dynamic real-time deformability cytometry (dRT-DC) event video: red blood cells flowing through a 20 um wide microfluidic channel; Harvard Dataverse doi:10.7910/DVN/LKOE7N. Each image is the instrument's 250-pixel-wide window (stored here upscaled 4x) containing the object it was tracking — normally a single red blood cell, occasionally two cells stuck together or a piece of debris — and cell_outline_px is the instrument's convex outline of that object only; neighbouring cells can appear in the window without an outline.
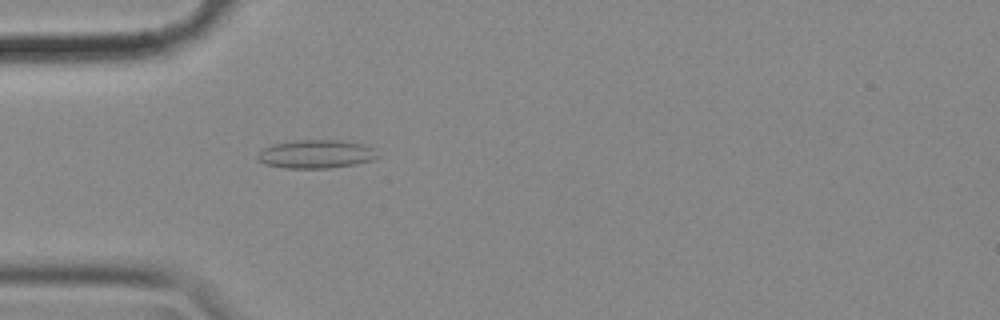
{"species": "common noctule bat (a hibernating species)", "species_latin": "Nyctalus noctula", "temperature_condition": "cold", "stored_images_in_passage": 57, "camera_frame_rate_fps": 3000, "um_per_image_px": 0.085, "animal": {"sex": "female", "body_mass_g": 18.4}, "frame": {"image": 1, "passage_image": 17, "time_ms": 5.333, "image_size_px": [1000, 320], "cell_outline_px": [[380, 156], [372, 160], [356, 164], [332, 168], [284, 168], [264, 164], [256, 156], [264, 148], [272, 144], [296, 140], [336, 140], [360, 144], [372, 148]], "centroid_in_image_um": [26.85, 13.11], "position_along_channel_um": 58.2, "area_um2": 19.77}}
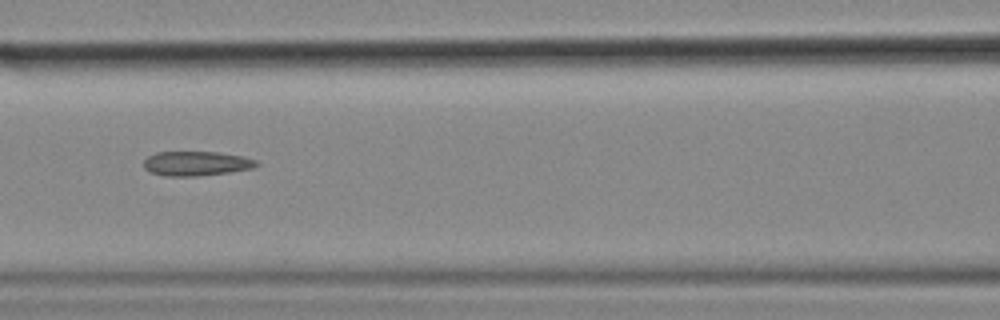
{"frame": {"image": 2, "passage_image": 25, "time_ms": 8.0, "image_size_px": [1000, 320], "cell_outline_px": [[260, 164], [252, 168], [228, 172], [196, 176], [164, 176], [152, 172], [144, 168], [144, 160], [148, 156], [156, 152], [216, 152], [244, 156], [256, 160]], "centroid_in_image_um": [16.68, 13.89], "position_along_channel_um": 149.9, "area_um2": 16.01}}
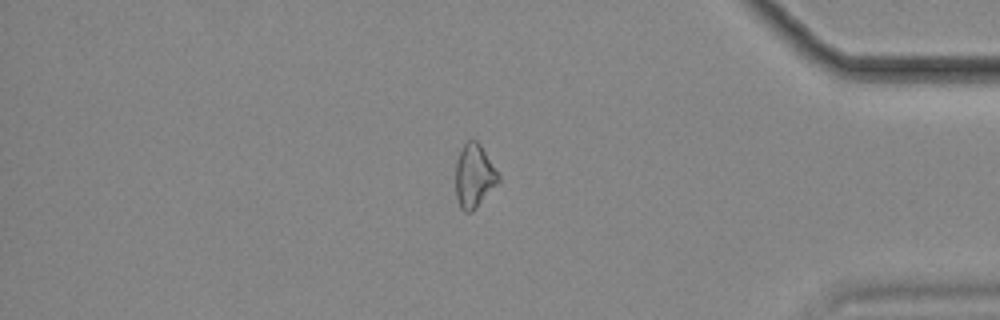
{"frame": {"image": 3, "passage_image": 48, "time_ms": 15.667, "image_size_px": [1000, 320], "cell_outline_px": [[500, 180], [476, 208], [472, 212], [464, 212], [460, 208], [456, 196], [456, 160], [464, 144], [468, 140], [476, 140], [480, 144], [500, 176]], "centroid_in_image_um": [40.29, 14.97], "position_along_channel_um": 394.9, "area_um2": 15.66}, "authors_computed_cell_mechanics": {"area_um2": 16.473, "velocity_mm_per_s": 3.5815, "shape_relaxation_time_tau1_ms": null, "shape_relaxation_time_tau2_ms": 8.4521, "deformation_change_tau1": null, "deformation_change_tau2": 0.1623}}